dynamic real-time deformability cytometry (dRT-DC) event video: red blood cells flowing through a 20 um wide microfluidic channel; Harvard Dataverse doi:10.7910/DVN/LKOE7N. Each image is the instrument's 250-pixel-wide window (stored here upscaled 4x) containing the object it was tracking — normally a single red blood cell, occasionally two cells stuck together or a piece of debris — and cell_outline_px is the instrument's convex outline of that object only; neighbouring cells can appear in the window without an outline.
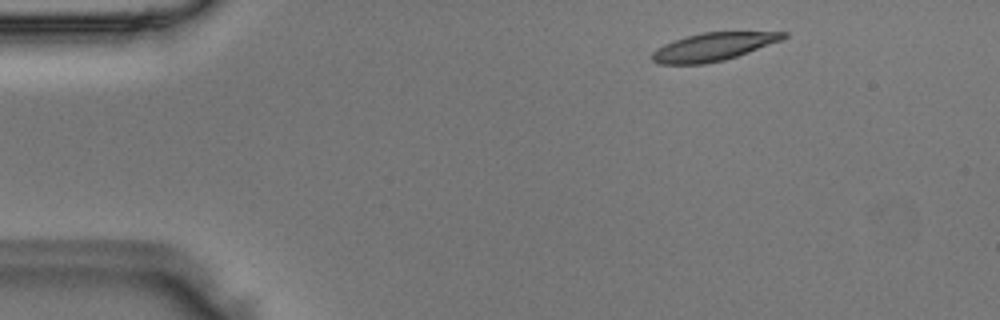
{"species": "Egyptian fruit bat (a non-hibernating species)", "species_latin": "Rousettus aegyptiacus", "temperature_condition": "room temperature", "stored_images_in_passage": 2, "camera_frame_rate_fps": 3000, "um_per_image_px": 0.085, "animal": {"sex": "male"}, "frame": {"image": 1, "passage_image": 1, "time_ms": 0.0, "image_size_px": [1000, 320], "cell_outline_px": [[788, 36], [780, 40], [748, 52], [724, 60], [704, 64], [660, 64], [652, 60], [652, 52], [656, 48], [664, 44], [688, 36], [704, 32], [788, 32]], "centroid_in_image_um": [60.59, 3.98], "position_along_channel_um": 24.4, "area_um2": 21.04}}